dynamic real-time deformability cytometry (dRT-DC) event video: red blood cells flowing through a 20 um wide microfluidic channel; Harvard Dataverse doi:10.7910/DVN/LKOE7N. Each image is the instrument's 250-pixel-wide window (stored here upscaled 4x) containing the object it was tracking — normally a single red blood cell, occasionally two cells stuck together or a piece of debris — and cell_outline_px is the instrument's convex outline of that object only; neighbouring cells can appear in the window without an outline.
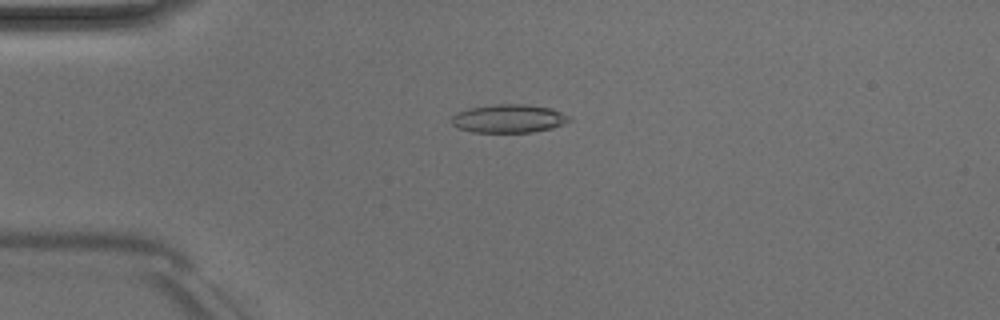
{"species": "Egyptian fruit bat (a non-hibernating species)", "species_latin": "Rousettus aegyptiacus", "temperature_condition": "room temperature", "stored_images_in_passage": 51, "camera_frame_rate_fps": 3000, "um_per_image_px": 0.085, "animal": {"sex": "male"}, "frame": {"image": 1, "passage_image": 13, "time_ms": 4.0, "image_size_px": [1000, 320], "cell_outline_px": [[572, 120], [564, 124], [552, 128], [532, 132], [472, 132], [460, 128], [452, 124], [452, 116], [468, 108], [492, 104], [524, 104], [552, 108], [572, 116]], "centroid_in_image_um": [43.31, 10.07], "position_along_channel_um": 41.7, "area_um2": 19.54}}
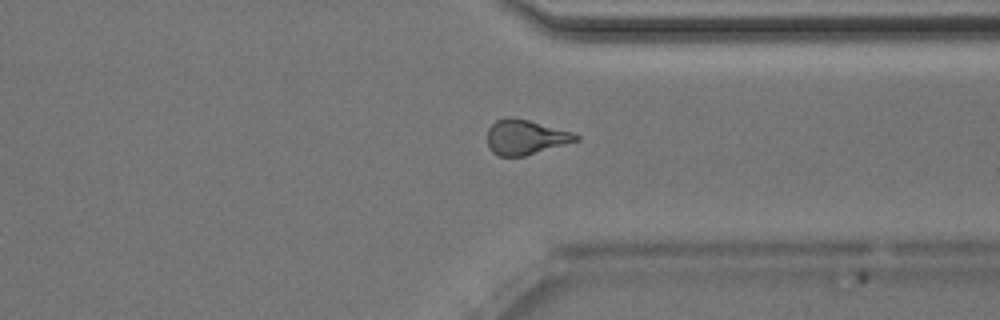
{"frame": {"image": 2, "passage_image": 39, "time_ms": 12.667, "image_size_px": [1000, 320], "cell_outline_px": [[580, 140], [524, 156], [500, 156], [492, 152], [488, 148], [488, 128], [496, 120], [508, 116], [512, 116], [528, 120], [572, 132], [580, 136]], "centroid_in_image_um": [44.65, 11.65], "position_along_channel_um": 366.8, "area_um2": 17.98}}
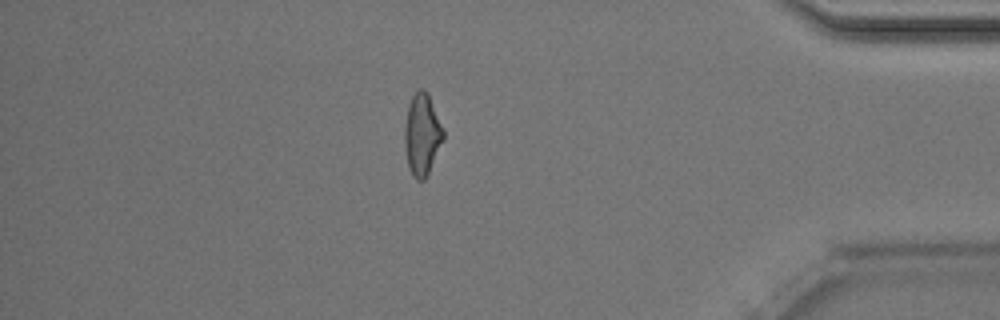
{"frame": {"image": 3, "passage_image": 44, "time_ms": 14.333, "image_size_px": [1000, 320], "cell_outline_px": [[444, 140], [424, 180], [416, 180], [412, 176], [408, 168], [404, 144], [404, 124], [408, 104], [412, 96], [420, 88], [424, 88], [428, 92], [444, 132]], "centroid_in_image_um": [35.85, 11.43], "position_along_channel_um": 399.3, "area_um2": 18.55}, "authors_computed_cell_mechanics": {"area_um2": 18.496, "velocity_mm_per_s": 4.0462, "shape_relaxation_time_tau1_ms": 4.6332, "shape_relaxation_time_tau2_ms": 1.7342, "deformation_change_tau1": 0.1806, "deformation_change_tau2": 0.0971}}